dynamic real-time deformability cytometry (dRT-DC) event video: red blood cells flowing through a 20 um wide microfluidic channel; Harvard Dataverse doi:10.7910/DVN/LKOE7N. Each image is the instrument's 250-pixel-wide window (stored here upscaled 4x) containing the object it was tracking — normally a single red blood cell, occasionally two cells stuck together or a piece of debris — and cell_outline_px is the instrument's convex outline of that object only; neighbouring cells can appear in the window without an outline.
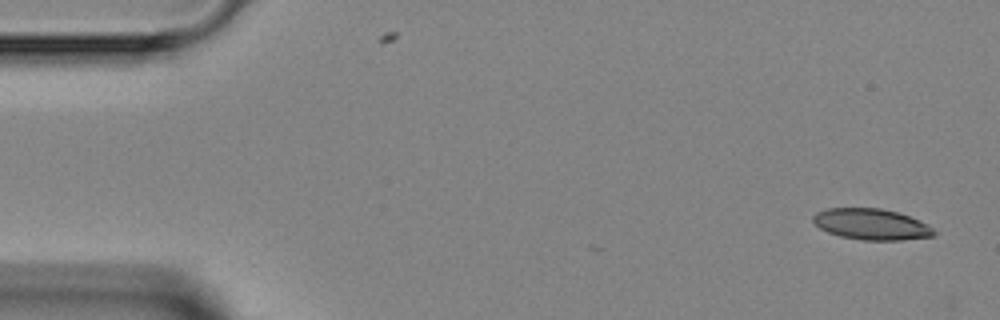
{"species": "Egyptian fruit bat (a non-hibernating species)", "species_latin": "Rousettus aegyptiacus", "temperature_condition": "room temperature", "stored_images_in_passage": 4, "segment_of_instrument_passage": [1, 2], "camera_frame_rate_fps": 3000, "um_per_image_px": 0.085, "animal": {"sex": "female"}, "frame": {"image": 1, "passage_image": 1, "time_ms": 0.0, "image_size_px": [1000, 320], "cell_outline_px": [[936, 236], [900, 240], [864, 240], [840, 236], [828, 232], [820, 228], [812, 220], [812, 216], [816, 212], [828, 208], [880, 208], [896, 212], [920, 220], [928, 224], [936, 232]], "centroid_in_image_um": [74.08, 19.06], "position_along_channel_um": 10.9, "area_um2": 21.85}}